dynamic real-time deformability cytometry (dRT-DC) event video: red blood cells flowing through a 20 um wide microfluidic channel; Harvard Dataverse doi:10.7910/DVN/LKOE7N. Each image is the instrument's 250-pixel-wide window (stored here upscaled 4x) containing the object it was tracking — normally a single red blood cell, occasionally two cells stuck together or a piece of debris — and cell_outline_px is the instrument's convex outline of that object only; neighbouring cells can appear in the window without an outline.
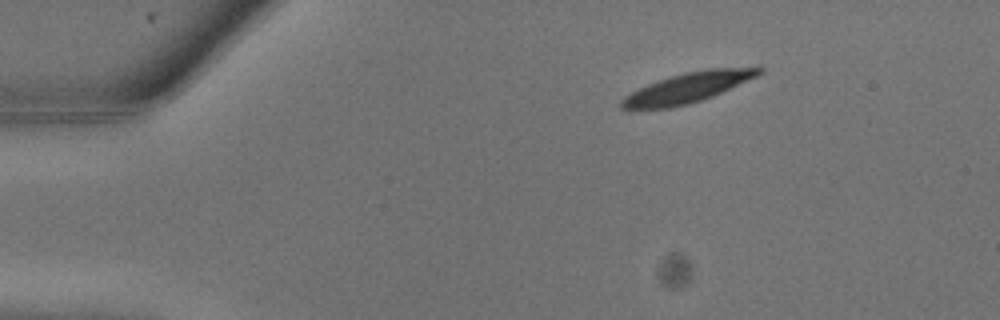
{"species": "common noctule bat (a hibernating species)", "species_latin": "Nyctalus noctula", "temperature_condition": "warm", "stored_images_in_passage": 8, "camera_frame_rate_fps": 3000, "um_per_image_px": 0.085, "animal": {"sex": "male", "body_mass_g": 13.3}, "frame": {"image": 1, "passage_image": 1, "time_ms": 0.0, "image_size_px": [1000, 320], "cell_outline_px": [[764, 72], [756, 76], [712, 96], [688, 104], [668, 108], [620, 108], [620, 100], [624, 96], [648, 84], [684, 72], [708, 68], [764, 68]], "centroid_in_image_um": [58.43, 7.45], "position_along_channel_um": 26.6, "area_um2": 23.35}}
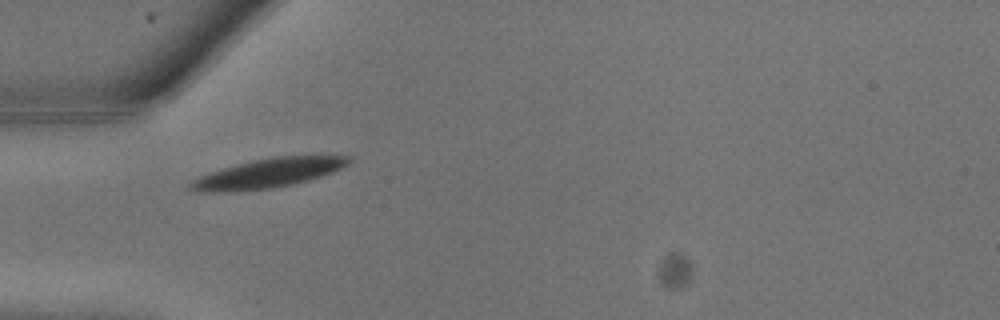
{"frame": {"image": 2, "passage_image": 5, "time_ms": 1.333, "image_size_px": [1000, 320], "cell_outline_px": [[352, 160], [348, 164], [332, 172], [308, 180], [292, 184], [272, 188], [224, 192], [196, 192], [188, 188], [188, 184], [192, 180], [208, 172], [256, 160], [276, 156], [352, 156]], "centroid_in_image_um": [22.76, 14.73], "position_along_channel_um": 62.2, "area_um2": 26.59}}